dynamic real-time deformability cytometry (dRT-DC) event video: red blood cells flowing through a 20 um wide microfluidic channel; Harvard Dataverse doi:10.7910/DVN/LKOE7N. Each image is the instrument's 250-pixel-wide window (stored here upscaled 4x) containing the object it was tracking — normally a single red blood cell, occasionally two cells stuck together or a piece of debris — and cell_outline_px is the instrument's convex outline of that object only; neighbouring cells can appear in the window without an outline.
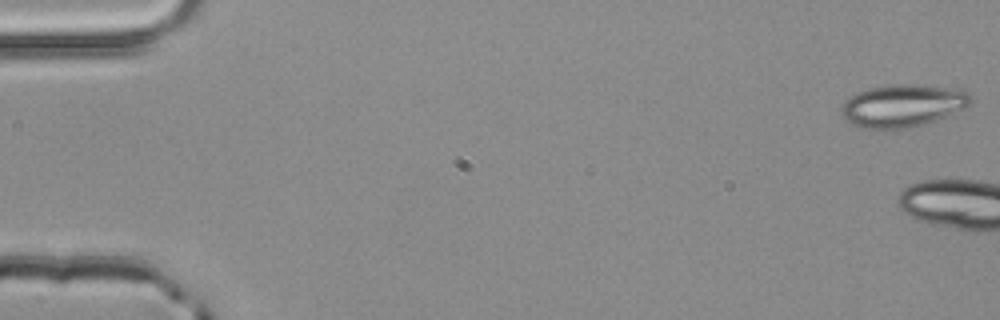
{"species": "common noctule bat (a hibernating species)", "species_latin": "Nyctalus noctula", "temperature_condition": "room temperature", "stored_images_in_passage": 6, "camera_frame_rate_fps": 3000, "um_per_image_px": 0.085, "animal": {"sex": "male", "body_mass_g": 20.4}, "frame": {"image": 1, "passage_image": 1, "time_ms": 0.0, "image_size_px": [1000, 320], "cell_outline_px": [[976, 100], [964, 108], [936, 120], [924, 124], [908, 128], [864, 128], [848, 124], [844, 116], [844, 104], [848, 96], [856, 92], [868, 88], [892, 84], [916, 84], [944, 88], [968, 92]], "centroid_in_image_um": [76.73, 8.97], "position_along_channel_um": 8.3, "area_um2": 31.79}}